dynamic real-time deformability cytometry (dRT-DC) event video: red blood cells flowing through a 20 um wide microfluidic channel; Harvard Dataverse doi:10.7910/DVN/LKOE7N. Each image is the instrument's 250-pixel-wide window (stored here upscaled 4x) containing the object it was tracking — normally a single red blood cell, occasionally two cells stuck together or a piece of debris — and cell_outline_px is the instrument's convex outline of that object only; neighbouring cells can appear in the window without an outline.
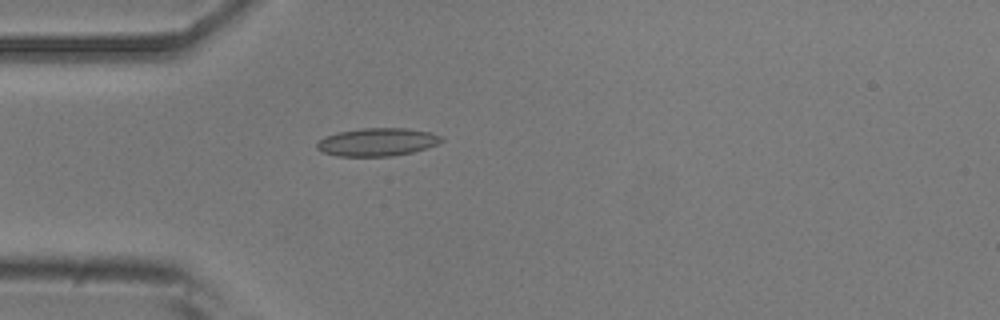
{"species": "common noctule bat (a hibernating species)", "species_latin": "Nyctalus noctula", "temperature_condition": "room temperature", "stored_images_in_passage": 4, "camera_frame_rate_fps": 3000, "um_per_image_px": 0.085, "animal": {"sex": "male", "body_mass_g": 20.5, "forearm_length_mm": 52.5}, "frame": {"image": 1, "passage_image": 4, "time_ms": 1.0, "image_size_px": [1000, 320], "cell_outline_px": [[444, 140], [428, 148], [412, 152], [392, 156], [340, 156], [320, 152], [316, 148], [316, 144], [324, 136], [340, 132], [360, 128], [404, 128], [428, 132], [440, 136]], "centroid_in_image_um": [32.03, 12.08], "position_along_channel_um": 53.0, "area_um2": 20.23}}